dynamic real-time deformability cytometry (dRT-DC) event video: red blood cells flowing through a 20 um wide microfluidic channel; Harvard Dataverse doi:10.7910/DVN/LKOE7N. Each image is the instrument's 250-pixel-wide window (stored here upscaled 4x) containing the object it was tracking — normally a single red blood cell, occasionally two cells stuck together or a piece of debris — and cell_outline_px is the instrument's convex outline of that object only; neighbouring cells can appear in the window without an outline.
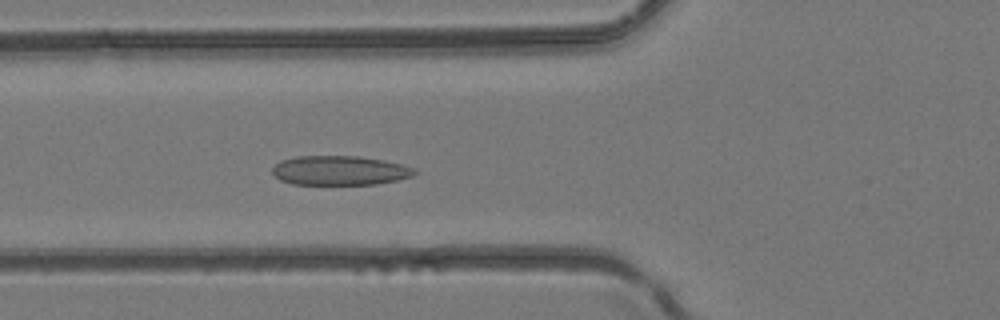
{"species": "common noctule bat (a hibernating species)", "species_latin": "Nyctalus noctula", "temperature_condition": "room temperature", "stored_images_in_passage": 27, "camera_frame_rate_fps": 3000, "um_per_image_px": 0.085, "animal": {"sex": "female", "body_mass_g": 24.6, "forearm_length_mm": 56.2}, "frame": {"image": 1, "passage_image": 4, "time_ms": 1.0, "image_size_px": [1000, 320], "cell_outline_px": [[420, 172], [412, 176], [396, 180], [376, 184], [292, 184], [280, 180], [272, 172], [272, 168], [280, 160], [296, 156], [360, 156], [384, 160], [416, 168]], "centroid_in_image_um": [28.89, 14.48], "position_along_channel_um": 96.9, "area_um2": 24.45}}
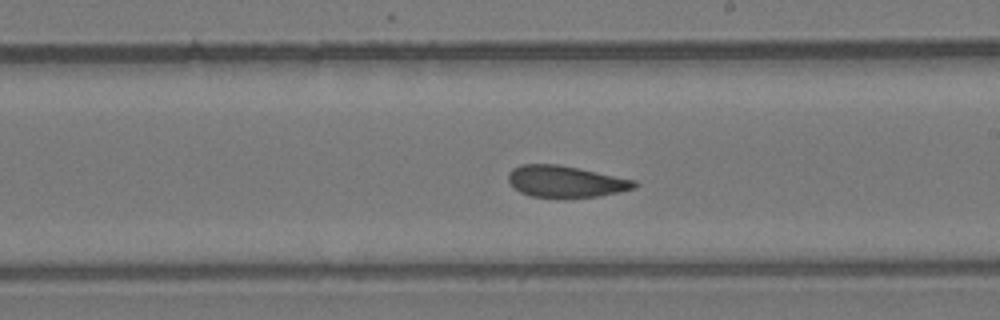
{"frame": {"image": 2, "passage_image": 13, "time_ms": 4.0, "image_size_px": [1000, 320], "cell_outline_px": [[636, 188], [620, 192], [600, 196], [564, 200], [532, 196], [520, 192], [508, 180], [508, 172], [512, 168], [520, 164], [556, 164], [636, 180]], "centroid_in_image_um": [48.07, 15.46], "position_along_channel_um": 240.9, "area_um2": 23.64}}
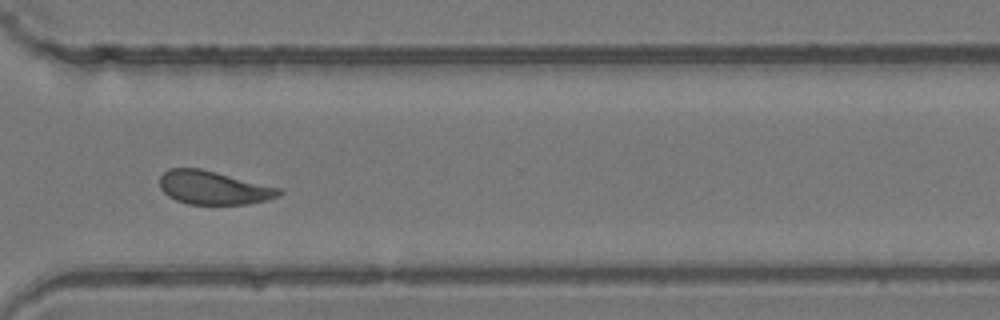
{"frame": {"image": 3, "passage_image": 20, "time_ms": 6.333, "image_size_px": [1000, 320], "cell_outline_px": [[284, 192], [280, 196], [268, 200], [248, 204], [188, 204], [176, 200], [168, 196], [160, 188], [160, 176], [168, 168], [200, 168], [280, 188]], "centroid_in_image_um": [18.15, 15.96], "position_along_channel_um": 352.4, "area_um2": 23.29}}